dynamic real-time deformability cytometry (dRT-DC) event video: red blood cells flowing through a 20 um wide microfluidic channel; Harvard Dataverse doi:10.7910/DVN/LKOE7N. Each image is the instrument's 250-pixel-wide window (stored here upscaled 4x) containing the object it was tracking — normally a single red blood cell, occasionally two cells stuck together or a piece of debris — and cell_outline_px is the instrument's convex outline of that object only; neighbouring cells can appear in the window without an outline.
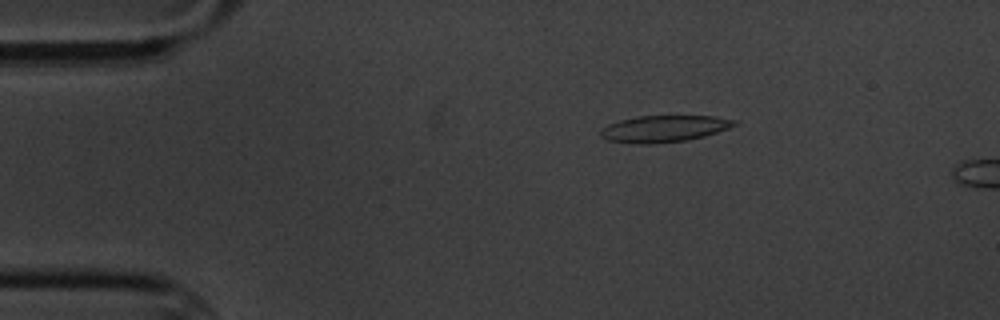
{"species": "common noctule bat (a hibernating species)", "species_latin": "Nyctalus noctula", "temperature_condition": "cold", "stored_images_in_passage": 4, "camera_frame_rate_fps": 3000, "um_per_image_px": 0.085, "animal": {"sex": "male", "body_mass_g": 20.1, "forearm_length_mm": 53.5}, "frame": {"image": 1, "passage_image": 3, "time_ms": 2.0, "image_size_px": [1000, 320], "cell_outline_px": [[736, 124], [728, 128], [704, 136], [688, 140], [652, 144], [640, 144], [608, 140], [600, 136], [600, 132], [608, 124], [620, 120], [636, 116], [716, 116], [736, 120]], "centroid_in_image_um": [56.44, 10.94], "position_along_channel_um": 28.6, "area_um2": 20.63}}